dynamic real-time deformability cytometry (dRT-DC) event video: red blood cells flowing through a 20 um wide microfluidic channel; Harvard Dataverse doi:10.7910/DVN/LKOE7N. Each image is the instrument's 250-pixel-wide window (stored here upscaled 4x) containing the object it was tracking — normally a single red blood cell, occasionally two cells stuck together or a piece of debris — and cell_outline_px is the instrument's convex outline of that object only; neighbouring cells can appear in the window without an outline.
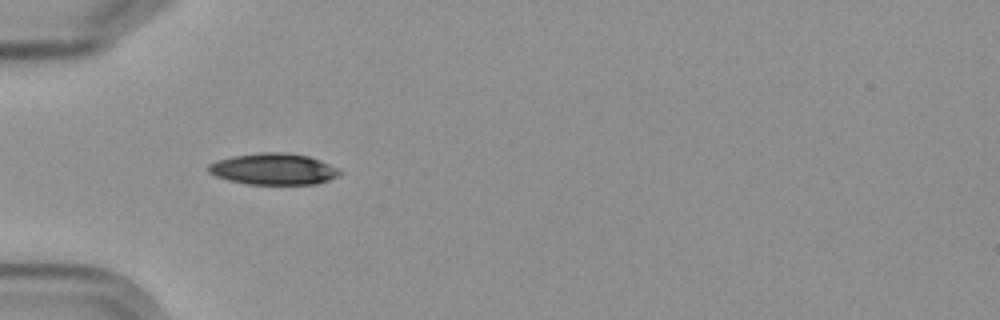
{"species": "Egyptian fruit bat (a non-hibernating species)", "species_latin": "Rousettus aegyptiacus", "temperature_condition": "cold", "stored_images_in_passage": 6, "camera_frame_rate_fps": 3000, "um_per_image_px": 0.085, "frame": {"image": 1, "passage_image": 5, "time_ms": 5.333, "image_size_px": [1000, 320], "cell_outline_px": [[344, 172], [328, 180], [316, 184], [248, 184], [228, 180], [216, 176], [208, 172], [208, 164], [216, 160], [232, 156], [260, 152], [280, 152], [308, 156], [320, 160]], "centroid_in_image_um": [23.21, 14.37], "position_along_channel_um": 61.8, "area_um2": 23.93}}
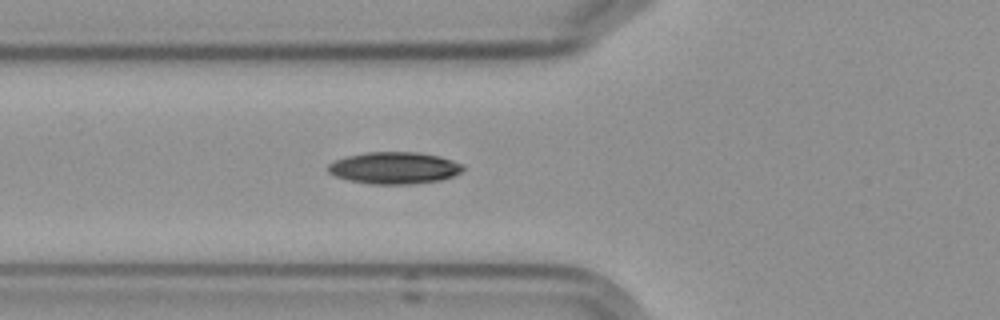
{"frame": {"image": 2, "passage_image": 6, "time_ms": 6.333, "image_size_px": [1000, 320], "cell_outline_px": [[464, 168], [460, 172], [452, 176], [440, 180], [408, 184], [368, 184], [348, 180], [336, 176], [328, 172], [328, 164], [336, 160], [348, 156], [368, 152], [416, 152], [440, 156], [464, 164]], "centroid_in_image_um": [33.52, 14.27], "position_along_channel_um": 92.3, "area_um2": 24.97}}